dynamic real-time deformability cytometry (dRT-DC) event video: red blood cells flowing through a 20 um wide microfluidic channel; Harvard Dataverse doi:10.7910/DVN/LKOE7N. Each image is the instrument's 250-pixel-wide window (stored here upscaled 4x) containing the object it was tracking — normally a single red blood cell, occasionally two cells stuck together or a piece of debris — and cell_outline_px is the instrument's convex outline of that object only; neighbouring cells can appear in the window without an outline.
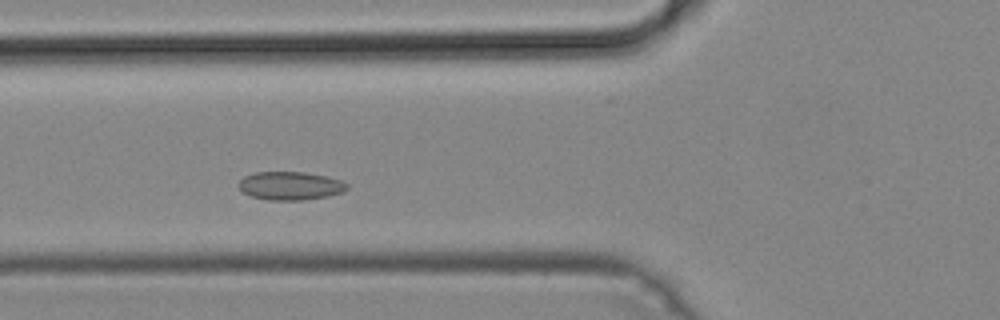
{"species": "common noctule bat (a hibernating species)", "species_latin": "Nyctalus noctula", "temperature_condition": "cold", "stored_images_in_passage": 42, "camera_frame_rate_fps": 3000, "um_per_image_px": 0.085, "animal": {"sex": "male", "body_mass_g": 19.2, "forearm_length_mm": 51.8}, "frame": {"image": 1, "passage_image": 10, "time_ms": 3.0, "image_size_px": [1000, 320], "cell_outline_px": [[348, 188], [344, 192], [328, 196], [304, 200], [268, 200], [252, 196], [244, 192], [236, 184], [244, 176], [256, 172], [304, 172], [328, 176], [340, 180], [348, 184]], "centroid_in_image_um": [24.69, 15.79], "position_along_channel_um": 101.1, "area_um2": 17.98}}
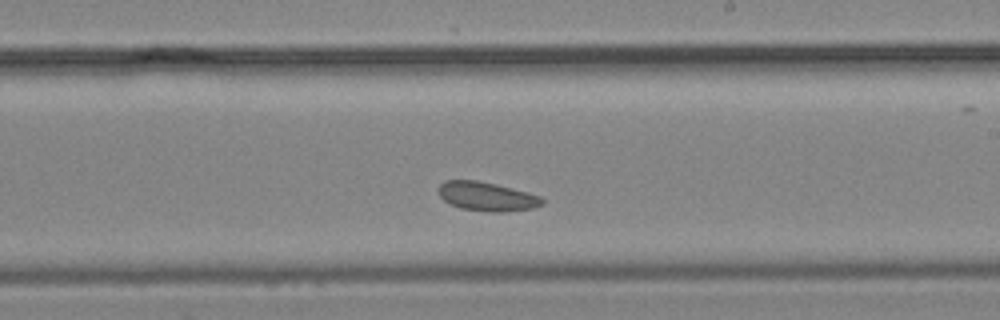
{"frame": {"image": 2, "passage_image": 21, "time_ms": 6.667, "image_size_px": [1000, 320], "cell_outline_px": [[544, 204], [532, 208], [504, 212], [488, 212], [460, 208], [444, 200], [440, 196], [440, 184], [444, 180], [476, 180], [496, 184], [512, 188], [540, 196], [544, 200]], "centroid_in_image_um": [41.4, 16.7], "position_along_channel_um": 247.6, "area_um2": 17.4}}
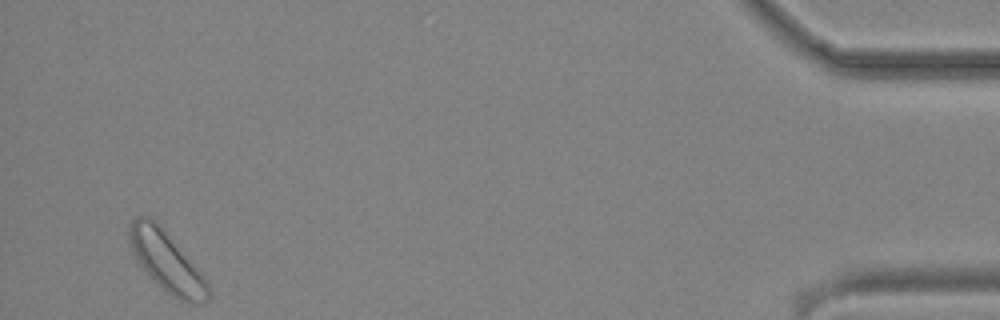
{"frame": {"image": 3, "passage_image": 40, "time_ms": 13.0, "image_size_px": [1000, 320], "cell_outline_px": [[212, 292], [208, 300], [200, 304], [180, 300], [172, 296], [140, 264], [132, 248], [128, 236], [128, 228], [132, 220], [136, 216], [144, 216], [152, 220], [160, 228], [204, 276]], "centroid_in_image_um": [14.19, 22.28], "position_along_channel_um": 421.0, "area_um2": 26.07}}